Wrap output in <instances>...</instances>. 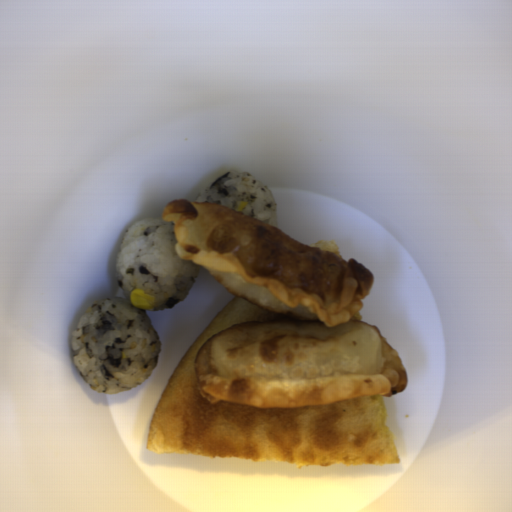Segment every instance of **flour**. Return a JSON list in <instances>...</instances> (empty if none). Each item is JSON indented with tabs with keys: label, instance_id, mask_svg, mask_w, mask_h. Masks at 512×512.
<instances>
[{
	"label": "flour",
	"instance_id": "1",
	"mask_svg": "<svg viewBox=\"0 0 512 512\" xmlns=\"http://www.w3.org/2000/svg\"><path fill=\"white\" fill-rule=\"evenodd\" d=\"M162 218L173 222L178 257L234 297L289 319L244 321L207 339L193 362L205 401L326 406L406 389L397 350L376 325L351 320L374 286L365 265L214 201L175 198Z\"/></svg>",
	"mask_w": 512,
	"mask_h": 512
}]
</instances>
